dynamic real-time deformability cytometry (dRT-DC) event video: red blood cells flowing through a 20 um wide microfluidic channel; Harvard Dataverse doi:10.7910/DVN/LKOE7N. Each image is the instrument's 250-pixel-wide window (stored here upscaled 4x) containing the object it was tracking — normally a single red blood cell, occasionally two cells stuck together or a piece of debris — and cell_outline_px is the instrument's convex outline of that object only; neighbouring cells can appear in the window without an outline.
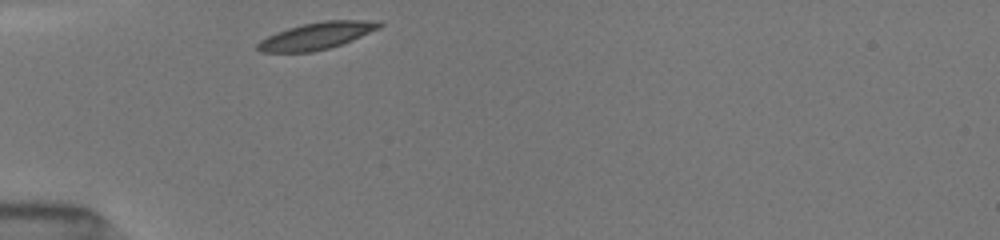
{"species": "common noctule bat (a hibernating species)", "species_latin": "Nyctalus noctula", "temperature_condition": "room temperature", "stored_images_in_passage": 1, "camera_frame_rate_fps": 3000, "um_per_image_px": 0.085, "animal": {"sex": "female", "body_mass_g": 19.5, "forearm_length_mm": 54.1}, "frame": {"image": 1, "passage_image": 1, "time_ms": 0.0, "image_size_px": [1000, 240], "cell_outline_px": [[384, 24], [380, 28], [352, 40], [328, 48], [312, 52], [260, 52], [256, 48], [256, 44], [260, 40], [276, 32], [288, 28], [304, 24], [324, 20], [376, 20]], "centroid_in_image_um": [26.91, 3.04], "position_along_channel_um": 58.1, "area_um2": 19.07}}